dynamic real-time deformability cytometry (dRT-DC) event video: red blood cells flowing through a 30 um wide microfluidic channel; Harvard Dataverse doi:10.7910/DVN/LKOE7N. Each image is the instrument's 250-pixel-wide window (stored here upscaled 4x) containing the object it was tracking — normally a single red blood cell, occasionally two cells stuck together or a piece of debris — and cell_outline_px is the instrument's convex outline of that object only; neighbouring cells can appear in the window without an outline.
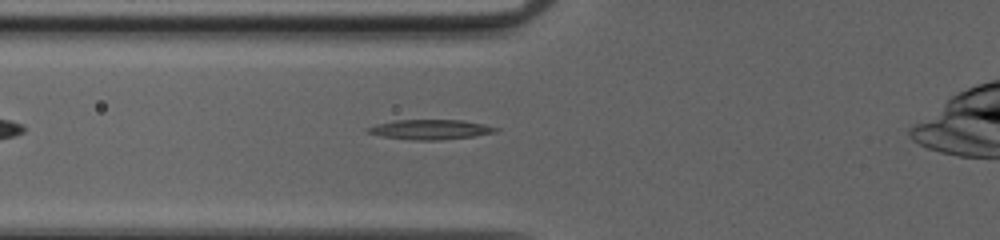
{"species": "common noctule bat (a hibernating species)", "species_latin": "Nyctalus noctula", "temperature_condition": "cold", "stored_images_in_passage": 31, "camera_frame_rate_fps": 3000, "um_per_image_px": 0.085, "animal": {"sex": "female", "body_mass_g": 20.0, "forearm_length_mm": 54.0}, "frame": {"image": 1, "passage_image": 3, "time_ms": 0.667, "image_size_px": [1000, 240], "cell_outline_px": [[500, 128], [496, 132], [472, 136], [436, 140], [416, 140], [384, 136], [368, 132], [364, 128], [376, 124], [396, 120], [464, 120], [484, 124]], "centroid_in_image_um": [36.59, 10.99], "position_along_channel_um": 89.2, "area_um2": 14.57}}
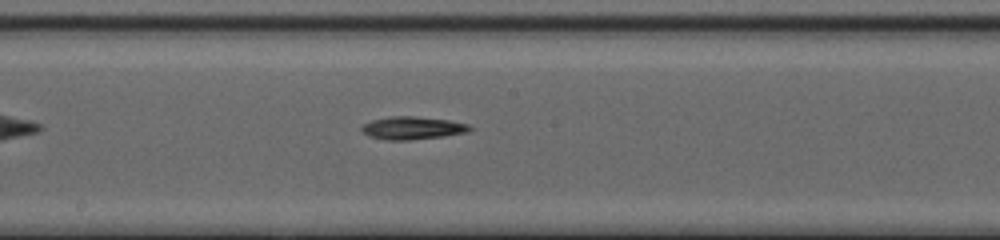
{"frame": {"image": 2, "passage_image": 12, "time_ms": 3.667, "image_size_px": [1000, 240], "cell_outline_px": [[472, 128], [468, 132], [444, 136], [408, 140], [388, 140], [368, 136], [360, 128], [364, 124], [372, 120], [388, 116], [412, 116], [448, 120], [468, 124]], "centroid_in_image_um": [35.05, 10.88], "position_along_channel_um": 213.2, "area_um2": 14.28}}
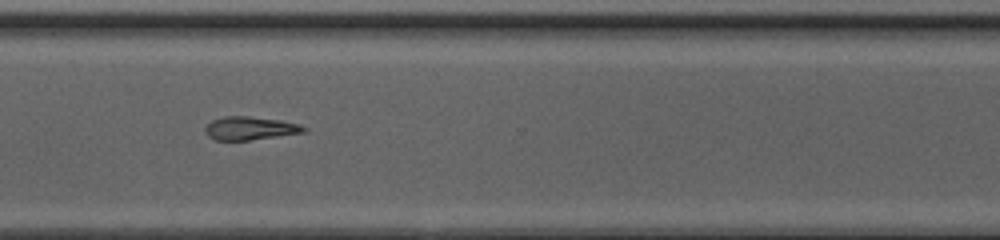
{"frame": {"image": 3, "passage_image": 22, "time_ms": 7.0, "image_size_px": [1000, 240], "cell_outline_px": [[308, 128], [304, 132], [248, 140], [212, 140], [204, 132], [204, 128], [212, 120], [224, 116], [248, 116], [280, 120], [300, 124]], "centroid_in_image_um": [21.21, 10.9], "position_along_channel_um": 349.4, "area_um2": 13.35}}